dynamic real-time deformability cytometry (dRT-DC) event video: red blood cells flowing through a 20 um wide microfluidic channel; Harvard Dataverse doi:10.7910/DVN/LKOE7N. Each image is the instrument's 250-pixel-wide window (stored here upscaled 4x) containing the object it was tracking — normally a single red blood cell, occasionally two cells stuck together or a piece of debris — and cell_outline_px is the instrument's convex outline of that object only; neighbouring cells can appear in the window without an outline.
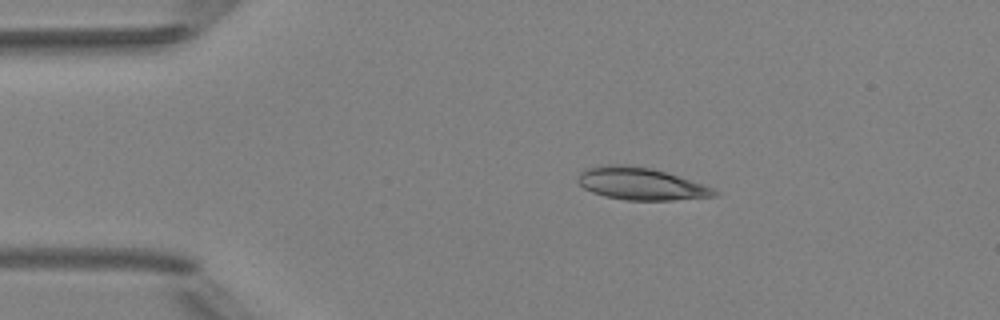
{"species": "Egyptian fruit bat (a non-hibernating species)", "species_latin": "Rousettus aegyptiacus", "temperature_condition": "room temperature", "stored_images_in_passage": 6, "camera_frame_rate_fps": 3000, "um_per_image_px": 0.085, "animal": {"sex": "female"}, "frame": {"image": 1, "passage_image": 2, "time_ms": 1.333, "image_size_px": [1000, 320], "cell_outline_px": [[720, 192], [716, 196], [672, 200], [628, 200], [604, 196], [592, 192], [584, 188], [580, 184], [580, 172], [584, 168], [608, 164], [616, 164], [652, 168], [704, 184]], "centroid_in_image_um": [54.49, 15.62], "position_along_channel_um": 30.5, "area_um2": 25.43}}
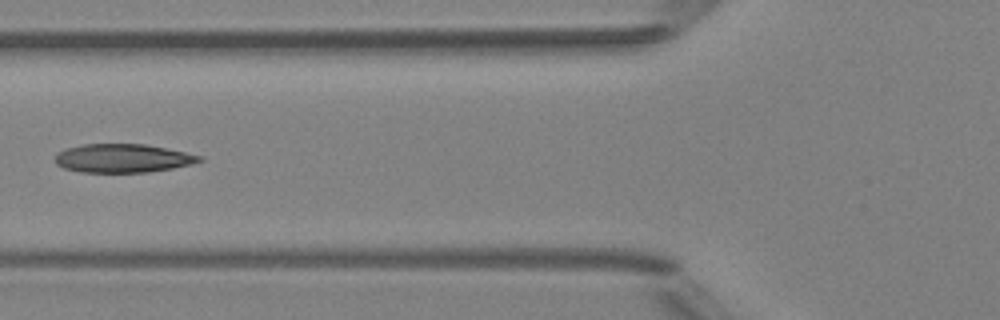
{"frame": {"image": 2, "passage_image": 5, "time_ms": 4.667, "image_size_px": [1000, 320], "cell_outline_px": [[204, 160], [192, 164], [172, 168], [148, 172], [80, 172], [64, 168], [56, 164], [56, 152], [64, 148], [84, 144], [144, 144], [204, 156]], "centroid_in_image_um": [10.42, 13.45], "position_along_channel_um": 115.4, "area_um2": 24.04}}
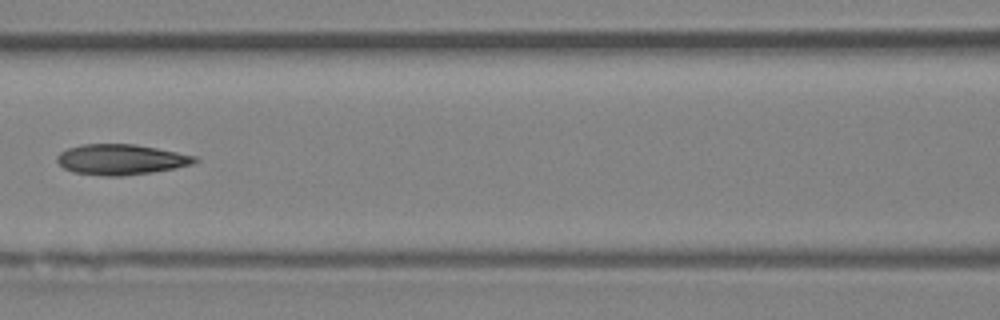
{"frame": {"image": 3, "passage_image": 6, "time_ms": 5.667, "image_size_px": [1000, 320], "cell_outline_px": [[200, 160], [192, 164], [176, 168], [152, 172], [120, 176], [108, 176], [72, 172], [64, 168], [56, 160], [56, 156], [60, 152], [68, 148], [84, 144], [136, 144], [196, 156]], "centroid_in_image_um": [10.28, 13.55], "position_along_channel_um": 156.3, "area_um2": 24.39}}